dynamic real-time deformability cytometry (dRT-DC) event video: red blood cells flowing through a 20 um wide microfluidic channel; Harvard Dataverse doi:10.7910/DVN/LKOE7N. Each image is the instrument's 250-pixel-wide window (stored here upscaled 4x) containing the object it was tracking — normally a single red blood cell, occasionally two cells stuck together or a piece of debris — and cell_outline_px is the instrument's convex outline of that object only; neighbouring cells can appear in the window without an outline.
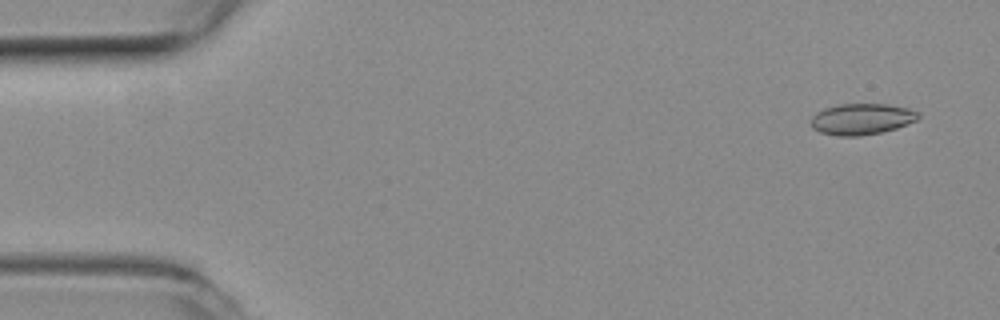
{"species": "common noctule bat (a hibernating species)", "species_latin": "Nyctalus noctula", "temperature_condition": "room temperature", "stored_images_in_passage": 55, "camera_frame_rate_fps": 3000, "um_per_image_px": 0.085, "animal": {"sex": "female", "body_mass_g": 19.3, "forearm_length_mm": 54.1}, "frame": {"image": 1, "passage_image": 3, "time_ms": 0.667, "image_size_px": [1000, 320], "cell_outline_px": [[920, 116], [916, 120], [896, 128], [880, 132], [860, 136], [836, 136], [820, 132], [812, 128], [808, 120], [816, 112], [824, 108], [840, 104], [888, 104], [908, 108], [920, 112]], "centroid_in_image_um": [73.2, 10.12], "position_along_channel_um": 11.8, "area_um2": 19.65}}
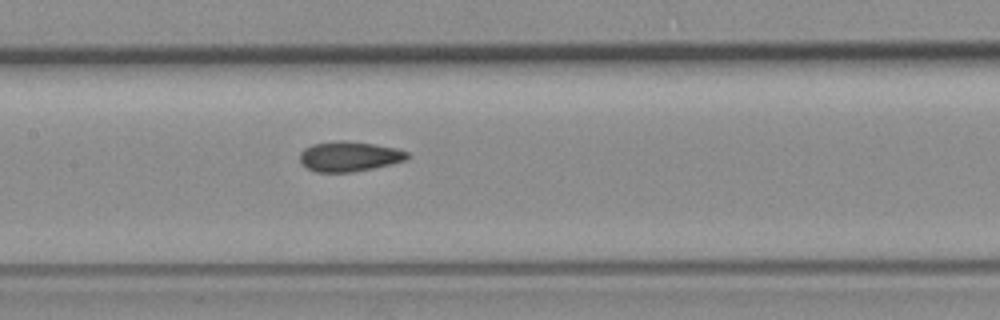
{"frame": {"image": 2, "passage_image": 26, "time_ms": 8.333, "image_size_px": [1000, 320], "cell_outline_px": [[408, 160], [392, 164], [352, 172], [316, 172], [300, 164], [300, 152], [304, 148], [312, 144], [340, 140], [372, 144], [396, 148], [408, 152]], "centroid_in_image_um": [29.67, 13.3], "position_along_channel_um": 177.7, "area_um2": 18.79}}
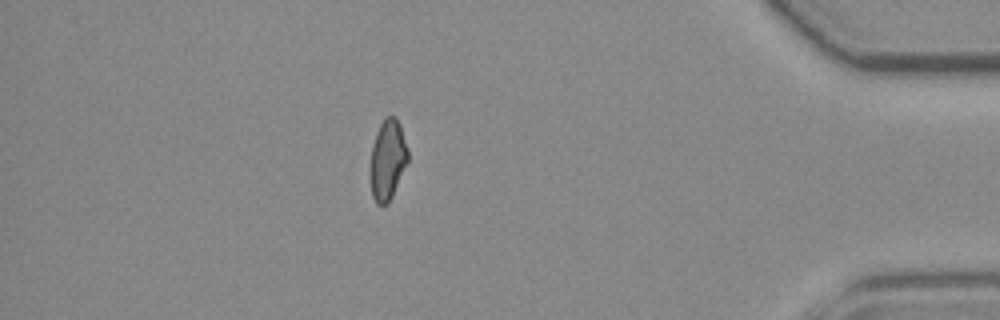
{"frame": {"image": 3, "passage_image": 48, "time_ms": 15.667, "image_size_px": [1000, 320], "cell_outline_px": [[408, 160], [392, 196], [388, 204], [376, 204], [372, 196], [368, 172], [372, 144], [376, 132], [384, 116], [396, 116], [400, 124], [408, 148]], "centroid_in_image_um": [32.91, 13.57], "position_along_channel_um": 402.3, "area_um2": 18.03}, "authors_computed_cell_mechanics": {"area_um2": 18.6694, "velocity_mm_per_s": 3.7076, "shape_relaxation_time_tau1_ms": null, "shape_relaxation_time_tau2_ms": 3.164, "deformation_change_tau1": null, "deformation_change_tau2": 0.0697}}